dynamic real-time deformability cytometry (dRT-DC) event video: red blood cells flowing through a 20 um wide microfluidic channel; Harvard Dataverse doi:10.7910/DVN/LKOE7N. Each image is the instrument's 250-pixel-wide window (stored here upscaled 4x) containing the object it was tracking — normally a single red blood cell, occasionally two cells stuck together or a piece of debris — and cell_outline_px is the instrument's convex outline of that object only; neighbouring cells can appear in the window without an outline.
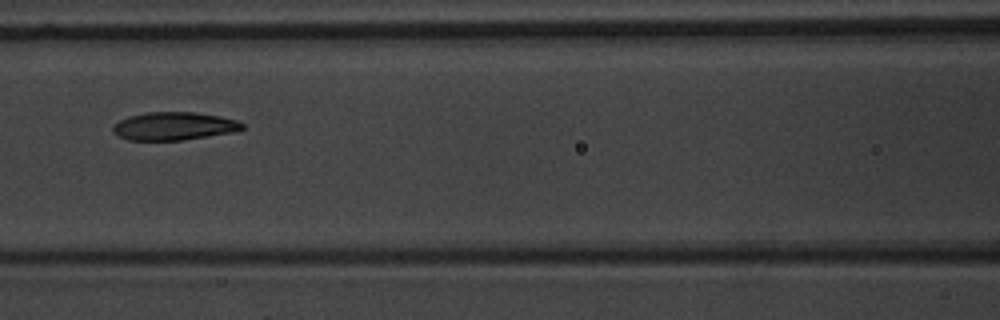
{"species": "common noctule bat (a hibernating species)", "species_latin": "Nyctalus noctula", "temperature_condition": "warm", "stored_images_in_passage": 8, "camera_frame_rate_fps": 3000, "um_per_image_px": 0.085, "animal": {"sex": "male", "body_mass_g": 20.1, "forearm_length_mm": 53.5}, "frame": {"image": 1, "passage_image": 7, "time_ms": 7.333, "image_size_px": [1000, 320], "cell_outline_px": [[244, 128], [232, 132], [180, 140], [128, 140], [116, 136], [112, 132], [112, 128], [120, 120], [128, 116], [148, 112], [196, 112], [220, 116], [236, 120], [244, 124]], "centroid_in_image_um": [14.75, 10.71], "position_along_channel_um": 151.9, "area_um2": 21.04}}
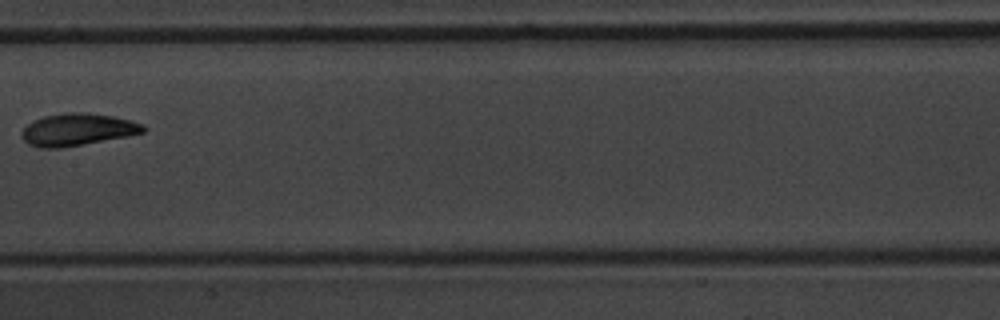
{"frame": {"image": 2, "passage_image": 8, "time_ms": 8.667, "image_size_px": [1000, 320], "cell_outline_px": [[144, 132], [128, 136], [60, 148], [40, 148], [28, 144], [20, 136], [20, 132], [32, 120], [44, 116], [68, 112], [88, 112], [112, 116], [132, 120], [144, 124]], "centroid_in_image_um": [6.56, 11.01], "position_along_channel_um": 200.8, "area_um2": 22.89}}